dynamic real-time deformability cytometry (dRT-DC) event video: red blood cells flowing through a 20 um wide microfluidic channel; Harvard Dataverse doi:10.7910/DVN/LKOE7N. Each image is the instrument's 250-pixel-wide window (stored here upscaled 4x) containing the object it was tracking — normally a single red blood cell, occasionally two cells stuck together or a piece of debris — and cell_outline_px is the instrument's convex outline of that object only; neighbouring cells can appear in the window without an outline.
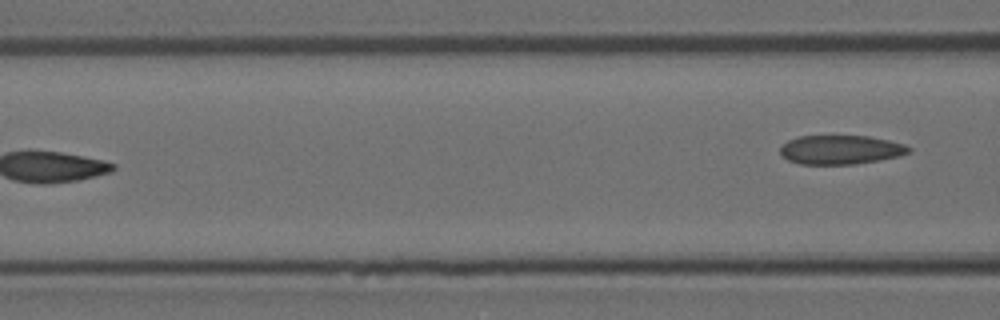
{"species": "Egyptian fruit bat (a non-hibernating species)", "species_latin": "Rousettus aegyptiacus", "temperature_condition": "room temperature", "stored_images_in_passage": 7, "camera_frame_rate_fps": 3000, "um_per_image_px": 0.085, "animal": {"sex": "female"}, "frame": {"image": 1, "passage_image": 7, "time_ms": 2.0, "image_size_px": [1000, 320], "cell_outline_px": [[912, 152], [900, 156], [880, 160], [856, 164], [800, 164], [788, 160], [780, 152], [780, 148], [788, 140], [800, 136], [868, 136], [888, 140], [904, 144], [912, 148]], "centroid_in_image_um": [71.5, 12.73], "position_along_channel_um": 95.1, "area_um2": 21.79}}